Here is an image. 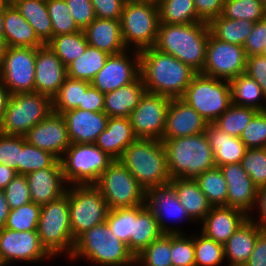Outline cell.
<instances>
[{
  "instance_id": "obj_68",
  "label": "cell",
  "mask_w": 266,
  "mask_h": 266,
  "mask_svg": "<svg viewBox=\"0 0 266 266\" xmlns=\"http://www.w3.org/2000/svg\"><path fill=\"white\" fill-rule=\"evenodd\" d=\"M4 24H3V11H0V37H3Z\"/></svg>"
},
{
  "instance_id": "obj_30",
  "label": "cell",
  "mask_w": 266,
  "mask_h": 266,
  "mask_svg": "<svg viewBox=\"0 0 266 266\" xmlns=\"http://www.w3.org/2000/svg\"><path fill=\"white\" fill-rule=\"evenodd\" d=\"M146 92L139 76L135 81L104 94V112L108 117H130Z\"/></svg>"
},
{
  "instance_id": "obj_5",
  "label": "cell",
  "mask_w": 266,
  "mask_h": 266,
  "mask_svg": "<svg viewBox=\"0 0 266 266\" xmlns=\"http://www.w3.org/2000/svg\"><path fill=\"white\" fill-rule=\"evenodd\" d=\"M80 257L101 266H134L135 256L115 236L106 221L81 234L74 244L70 259Z\"/></svg>"
},
{
  "instance_id": "obj_43",
  "label": "cell",
  "mask_w": 266,
  "mask_h": 266,
  "mask_svg": "<svg viewBox=\"0 0 266 266\" xmlns=\"http://www.w3.org/2000/svg\"><path fill=\"white\" fill-rule=\"evenodd\" d=\"M171 234H162L135 256V266H173Z\"/></svg>"
},
{
  "instance_id": "obj_56",
  "label": "cell",
  "mask_w": 266,
  "mask_h": 266,
  "mask_svg": "<svg viewBox=\"0 0 266 266\" xmlns=\"http://www.w3.org/2000/svg\"><path fill=\"white\" fill-rule=\"evenodd\" d=\"M266 44V17L255 22L252 32L243 44L246 56L262 54Z\"/></svg>"
},
{
  "instance_id": "obj_9",
  "label": "cell",
  "mask_w": 266,
  "mask_h": 266,
  "mask_svg": "<svg viewBox=\"0 0 266 266\" xmlns=\"http://www.w3.org/2000/svg\"><path fill=\"white\" fill-rule=\"evenodd\" d=\"M181 99L213 123L232 104L229 81L197 73Z\"/></svg>"
},
{
  "instance_id": "obj_69",
  "label": "cell",
  "mask_w": 266,
  "mask_h": 266,
  "mask_svg": "<svg viewBox=\"0 0 266 266\" xmlns=\"http://www.w3.org/2000/svg\"><path fill=\"white\" fill-rule=\"evenodd\" d=\"M8 5L9 2L7 0H0V11H3Z\"/></svg>"
},
{
  "instance_id": "obj_13",
  "label": "cell",
  "mask_w": 266,
  "mask_h": 266,
  "mask_svg": "<svg viewBox=\"0 0 266 266\" xmlns=\"http://www.w3.org/2000/svg\"><path fill=\"white\" fill-rule=\"evenodd\" d=\"M36 49L7 47L0 64V78L10 95L34 92Z\"/></svg>"
},
{
  "instance_id": "obj_35",
  "label": "cell",
  "mask_w": 266,
  "mask_h": 266,
  "mask_svg": "<svg viewBox=\"0 0 266 266\" xmlns=\"http://www.w3.org/2000/svg\"><path fill=\"white\" fill-rule=\"evenodd\" d=\"M229 84L232 104L266 111L265 104L261 103L262 98L266 100L263 90L252 77L243 73L229 81Z\"/></svg>"
},
{
  "instance_id": "obj_45",
  "label": "cell",
  "mask_w": 266,
  "mask_h": 266,
  "mask_svg": "<svg viewBox=\"0 0 266 266\" xmlns=\"http://www.w3.org/2000/svg\"><path fill=\"white\" fill-rule=\"evenodd\" d=\"M58 158L52 153L29 144L22 136V151L19 157V175L51 167Z\"/></svg>"
},
{
  "instance_id": "obj_11",
  "label": "cell",
  "mask_w": 266,
  "mask_h": 266,
  "mask_svg": "<svg viewBox=\"0 0 266 266\" xmlns=\"http://www.w3.org/2000/svg\"><path fill=\"white\" fill-rule=\"evenodd\" d=\"M94 185L109 209L145 204L146 191L119 160H114Z\"/></svg>"
},
{
  "instance_id": "obj_18",
  "label": "cell",
  "mask_w": 266,
  "mask_h": 266,
  "mask_svg": "<svg viewBox=\"0 0 266 266\" xmlns=\"http://www.w3.org/2000/svg\"><path fill=\"white\" fill-rule=\"evenodd\" d=\"M146 207L155 215L158 226L163 234H183L179 228H175L166 223L170 221L186 220L194 222L188 215L186 209L179 202L172 184L169 182L164 185L150 187L146 191ZM166 218V219H165ZM166 221V222H165ZM168 225V226H167Z\"/></svg>"
},
{
  "instance_id": "obj_1",
  "label": "cell",
  "mask_w": 266,
  "mask_h": 266,
  "mask_svg": "<svg viewBox=\"0 0 266 266\" xmlns=\"http://www.w3.org/2000/svg\"><path fill=\"white\" fill-rule=\"evenodd\" d=\"M140 53V76L148 93L182 98L197 74L190 66L154 47Z\"/></svg>"
},
{
  "instance_id": "obj_49",
  "label": "cell",
  "mask_w": 266,
  "mask_h": 266,
  "mask_svg": "<svg viewBox=\"0 0 266 266\" xmlns=\"http://www.w3.org/2000/svg\"><path fill=\"white\" fill-rule=\"evenodd\" d=\"M106 223L111 232L125 243L131 252L133 235V207L109 209Z\"/></svg>"
},
{
  "instance_id": "obj_17",
  "label": "cell",
  "mask_w": 266,
  "mask_h": 266,
  "mask_svg": "<svg viewBox=\"0 0 266 266\" xmlns=\"http://www.w3.org/2000/svg\"><path fill=\"white\" fill-rule=\"evenodd\" d=\"M129 51L126 49L119 54L109 55L90 85L106 94L135 81L140 76V53L133 49L134 52L129 57Z\"/></svg>"
},
{
  "instance_id": "obj_2",
  "label": "cell",
  "mask_w": 266,
  "mask_h": 266,
  "mask_svg": "<svg viewBox=\"0 0 266 266\" xmlns=\"http://www.w3.org/2000/svg\"><path fill=\"white\" fill-rule=\"evenodd\" d=\"M210 28L206 22L189 24L159 23L154 48L170 54L201 73L207 52Z\"/></svg>"
},
{
  "instance_id": "obj_52",
  "label": "cell",
  "mask_w": 266,
  "mask_h": 266,
  "mask_svg": "<svg viewBox=\"0 0 266 266\" xmlns=\"http://www.w3.org/2000/svg\"><path fill=\"white\" fill-rule=\"evenodd\" d=\"M246 148H266V111H258L240 136Z\"/></svg>"
},
{
  "instance_id": "obj_39",
  "label": "cell",
  "mask_w": 266,
  "mask_h": 266,
  "mask_svg": "<svg viewBox=\"0 0 266 266\" xmlns=\"http://www.w3.org/2000/svg\"><path fill=\"white\" fill-rule=\"evenodd\" d=\"M90 82L67 77L57 94L52 98L53 112L63 114L71 109H78L82 104L83 93L90 87Z\"/></svg>"
},
{
  "instance_id": "obj_28",
  "label": "cell",
  "mask_w": 266,
  "mask_h": 266,
  "mask_svg": "<svg viewBox=\"0 0 266 266\" xmlns=\"http://www.w3.org/2000/svg\"><path fill=\"white\" fill-rule=\"evenodd\" d=\"M3 24V38L7 47L38 48L44 45L12 3L3 10Z\"/></svg>"
},
{
  "instance_id": "obj_53",
  "label": "cell",
  "mask_w": 266,
  "mask_h": 266,
  "mask_svg": "<svg viewBox=\"0 0 266 266\" xmlns=\"http://www.w3.org/2000/svg\"><path fill=\"white\" fill-rule=\"evenodd\" d=\"M20 151H22V136L0 133V164L11 167L18 175Z\"/></svg>"
},
{
  "instance_id": "obj_72",
  "label": "cell",
  "mask_w": 266,
  "mask_h": 266,
  "mask_svg": "<svg viewBox=\"0 0 266 266\" xmlns=\"http://www.w3.org/2000/svg\"><path fill=\"white\" fill-rule=\"evenodd\" d=\"M9 4L13 3L15 0H7Z\"/></svg>"
},
{
  "instance_id": "obj_31",
  "label": "cell",
  "mask_w": 266,
  "mask_h": 266,
  "mask_svg": "<svg viewBox=\"0 0 266 266\" xmlns=\"http://www.w3.org/2000/svg\"><path fill=\"white\" fill-rule=\"evenodd\" d=\"M204 133L214 153L217 167L241 162L247 148L240 138L230 136L213 123H208Z\"/></svg>"
},
{
  "instance_id": "obj_6",
  "label": "cell",
  "mask_w": 266,
  "mask_h": 266,
  "mask_svg": "<svg viewBox=\"0 0 266 266\" xmlns=\"http://www.w3.org/2000/svg\"><path fill=\"white\" fill-rule=\"evenodd\" d=\"M37 232L43 247L52 257L65 251L70 258L75 240L70 227L69 185L64 195L41 206Z\"/></svg>"
},
{
  "instance_id": "obj_4",
  "label": "cell",
  "mask_w": 266,
  "mask_h": 266,
  "mask_svg": "<svg viewBox=\"0 0 266 266\" xmlns=\"http://www.w3.org/2000/svg\"><path fill=\"white\" fill-rule=\"evenodd\" d=\"M118 160L145 191L171 181L166 150L161 140L137 138Z\"/></svg>"
},
{
  "instance_id": "obj_33",
  "label": "cell",
  "mask_w": 266,
  "mask_h": 266,
  "mask_svg": "<svg viewBox=\"0 0 266 266\" xmlns=\"http://www.w3.org/2000/svg\"><path fill=\"white\" fill-rule=\"evenodd\" d=\"M161 232L155 215L146 204L133 207V235H131V253L136 256L152 241L159 238Z\"/></svg>"
},
{
  "instance_id": "obj_71",
  "label": "cell",
  "mask_w": 266,
  "mask_h": 266,
  "mask_svg": "<svg viewBox=\"0 0 266 266\" xmlns=\"http://www.w3.org/2000/svg\"><path fill=\"white\" fill-rule=\"evenodd\" d=\"M261 1L263 2V5H264V7L266 9V0H261Z\"/></svg>"
},
{
  "instance_id": "obj_70",
  "label": "cell",
  "mask_w": 266,
  "mask_h": 266,
  "mask_svg": "<svg viewBox=\"0 0 266 266\" xmlns=\"http://www.w3.org/2000/svg\"><path fill=\"white\" fill-rule=\"evenodd\" d=\"M261 55H264L266 57V44Z\"/></svg>"
},
{
  "instance_id": "obj_34",
  "label": "cell",
  "mask_w": 266,
  "mask_h": 266,
  "mask_svg": "<svg viewBox=\"0 0 266 266\" xmlns=\"http://www.w3.org/2000/svg\"><path fill=\"white\" fill-rule=\"evenodd\" d=\"M12 4L33 27L35 34L44 44L53 37L46 0H15Z\"/></svg>"
},
{
  "instance_id": "obj_19",
  "label": "cell",
  "mask_w": 266,
  "mask_h": 266,
  "mask_svg": "<svg viewBox=\"0 0 266 266\" xmlns=\"http://www.w3.org/2000/svg\"><path fill=\"white\" fill-rule=\"evenodd\" d=\"M24 137L29 144L52 153L59 160L71 144L65 118L53 111Z\"/></svg>"
},
{
  "instance_id": "obj_46",
  "label": "cell",
  "mask_w": 266,
  "mask_h": 266,
  "mask_svg": "<svg viewBox=\"0 0 266 266\" xmlns=\"http://www.w3.org/2000/svg\"><path fill=\"white\" fill-rule=\"evenodd\" d=\"M40 213L41 206L34 202L10 209L4 228L17 232L37 230Z\"/></svg>"
},
{
  "instance_id": "obj_67",
  "label": "cell",
  "mask_w": 266,
  "mask_h": 266,
  "mask_svg": "<svg viewBox=\"0 0 266 266\" xmlns=\"http://www.w3.org/2000/svg\"><path fill=\"white\" fill-rule=\"evenodd\" d=\"M133 2L151 3L158 6L161 0H132Z\"/></svg>"
},
{
  "instance_id": "obj_16",
  "label": "cell",
  "mask_w": 266,
  "mask_h": 266,
  "mask_svg": "<svg viewBox=\"0 0 266 266\" xmlns=\"http://www.w3.org/2000/svg\"><path fill=\"white\" fill-rule=\"evenodd\" d=\"M53 258L43 247L37 230L17 232L0 228V262L3 266L15 262H37Z\"/></svg>"
},
{
  "instance_id": "obj_50",
  "label": "cell",
  "mask_w": 266,
  "mask_h": 266,
  "mask_svg": "<svg viewBox=\"0 0 266 266\" xmlns=\"http://www.w3.org/2000/svg\"><path fill=\"white\" fill-rule=\"evenodd\" d=\"M257 188L266 186V148H248L240 162Z\"/></svg>"
},
{
  "instance_id": "obj_12",
  "label": "cell",
  "mask_w": 266,
  "mask_h": 266,
  "mask_svg": "<svg viewBox=\"0 0 266 266\" xmlns=\"http://www.w3.org/2000/svg\"><path fill=\"white\" fill-rule=\"evenodd\" d=\"M70 227L73 239L106 221L107 202L94 184L69 185Z\"/></svg>"
},
{
  "instance_id": "obj_48",
  "label": "cell",
  "mask_w": 266,
  "mask_h": 266,
  "mask_svg": "<svg viewBox=\"0 0 266 266\" xmlns=\"http://www.w3.org/2000/svg\"><path fill=\"white\" fill-rule=\"evenodd\" d=\"M195 266H218L225 260L223 244H220L202 233L194 235Z\"/></svg>"
},
{
  "instance_id": "obj_20",
  "label": "cell",
  "mask_w": 266,
  "mask_h": 266,
  "mask_svg": "<svg viewBox=\"0 0 266 266\" xmlns=\"http://www.w3.org/2000/svg\"><path fill=\"white\" fill-rule=\"evenodd\" d=\"M67 77V67L49 46L44 44L36 49L35 92L52 99Z\"/></svg>"
},
{
  "instance_id": "obj_63",
  "label": "cell",
  "mask_w": 266,
  "mask_h": 266,
  "mask_svg": "<svg viewBox=\"0 0 266 266\" xmlns=\"http://www.w3.org/2000/svg\"><path fill=\"white\" fill-rule=\"evenodd\" d=\"M17 172L7 165L0 164V189L5 187L17 176Z\"/></svg>"
},
{
  "instance_id": "obj_44",
  "label": "cell",
  "mask_w": 266,
  "mask_h": 266,
  "mask_svg": "<svg viewBox=\"0 0 266 266\" xmlns=\"http://www.w3.org/2000/svg\"><path fill=\"white\" fill-rule=\"evenodd\" d=\"M221 16L255 23L266 17V9L261 0H224Z\"/></svg>"
},
{
  "instance_id": "obj_25",
  "label": "cell",
  "mask_w": 266,
  "mask_h": 266,
  "mask_svg": "<svg viewBox=\"0 0 266 266\" xmlns=\"http://www.w3.org/2000/svg\"><path fill=\"white\" fill-rule=\"evenodd\" d=\"M248 219L242 210L229 206H214L203 218L201 233L220 244H225L229 237Z\"/></svg>"
},
{
  "instance_id": "obj_57",
  "label": "cell",
  "mask_w": 266,
  "mask_h": 266,
  "mask_svg": "<svg viewBox=\"0 0 266 266\" xmlns=\"http://www.w3.org/2000/svg\"><path fill=\"white\" fill-rule=\"evenodd\" d=\"M96 18L120 20L125 0H91Z\"/></svg>"
},
{
  "instance_id": "obj_27",
  "label": "cell",
  "mask_w": 266,
  "mask_h": 266,
  "mask_svg": "<svg viewBox=\"0 0 266 266\" xmlns=\"http://www.w3.org/2000/svg\"><path fill=\"white\" fill-rule=\"evenodd\" d=\"M136 139L129 117H109L106 129L95 144L112 159L118 160Z\"/></svg>"
},
{
  "instance_id": "obj_55",
  "label": "cell",
  "mask_w": 266,
  "mask_h": 266,
  "mask_svg": "<svg viewBox=\"0 0 266 266\" xmlns=\"http://www.w3.org/2000/svg\"><path fill=\"white\" fill-rule=\"evenodd\" d=\"M75 23L84 30L95 18L91 0H65Z\"/></svg>"
},
{
  "instance_id": "obj_37",
  "label": "cell",
  "mask_w": 266,
  "mask_h": 266,
  "mask_svg": "<svg viewBox=\"0 0 266 266\" xmlns=\"http://www.w3.org/2000/svg\"><path fill=\"white\" fill-rule=\"evenodd\" d=\"M254 24L249 20H232L220 15L209 23V28L217 39L243 46Z\"/></svg>"
},
{
  "instance_id": "obj_36",
  "label": "cell",
  "mask_w": 266,
  "mask_h": 266,
  "mask_svg": "<svg viewBox=\"0 0 266 266\" xmlns=\"http://www.w3.org/2000/svg\"><path fill=\"white\" fill-rule=\"evenodd\" d=\"M109 54L88 45L85 52L67 66L69 78L91 82L104 67Z\"/></svg>"
},
{
  "instance_id": "obj_58",
  "label": "cell",
  "mask_w": 266,
  "mask_h": 266,
  "mask_svg": "<svg viewBox=\"0 0 266 266\" xmlns=\"http://www.w3.org/2000/svg\"><path fill=\"white\" fill-rule=\"evenodd\" d=\"M245 73L260 85L266 98V57L261 54L247 56Z\"/></svg>"
},
{
  "instance_id": "obj_64",
  "label": "cell",
  "mask_w": 266,
  "mask_h": 266,
  "mask_svg": "<svg viewBox=\"0 0 266 266\" xmlns=\"http://www.w3.org/2000/svg\"><path fill=\"white\" fill-rule=\"evenodd\" d=\"M9 206L6 201L4 190L0 189V228H3L9 215Z\"/></svg>"
},
{
  "instance_id": "obj_10",
  "label": "cell",
  "mask_w": 266,
  "mask_h": 266,
  "mask_svg": "<svg viewBox=\"0 0 266 266\" xmlns=\"http://www.w3.org/2000/svg\"><path fill=\"white\" fill-rule=\"evenodd\" d=\"M120 23L127 49L132 44L137 51L154 47L160 23L159 8L151 3L125 2Z\"/></svg>"
},
{
  "instance_id": "obj_32",
  "label": "cell",
  "mask_w": 266,
  "mask_h": 266,
  "mask_svg": "<svg viewBox=\"0 0 266 266\" xmlns=\"http://www.w3.org/2000/svg\"><path fill=\"white\" fill-rule=\"evenodd\" d=\"M177 198L193 221L201 222L212 207L198 183L192 179H171ZM199 220V221H198Z\"/></svg>"
},
{
  "instance_id": "obj_22",
  "label": "cell",
  "mask_w": 266,
  "mask_h": 266,
  "mask_svg": "<svg viewBox=\"0 0 266 266\" xmlns=\"http://www.w3.org/2000/svg\"><path fill=\"white\" fill-rule=\"evenodd\" d=\"M29 185L31 201L43 206L66 193L68 185L64 180L61 161L51 167L33 171L25 175ZM65 185V186H64Z\"/></svg>"
},
{
  "instance_id": "obj_51",
  "label": "cell",
  "mask_w": 266,
  "mask_h": 266,
  "mask_svg": "<svg viewBox=\"0 0 266 266\" xmlns=\"http://www.w3.org/2000/svg\"><path fill=\"white\" fill-rule=\"evenodd\" d=\"M171 234V259L173 266H195L194 235Z\"/></svg>"
},
{
  "instance_id": "obj_60",
  "label": "cell",
  "mask_w": 266,
  "mask_h": 266,
  "mask_svg": "<svg viewBox=\"0 0 266 266\" xmlns=\"http://www.w3.org/2000/svg\"><path fill=\"white\" fill-rule=\"evenodd\" d=\"M81 110L104 112V94L97 88L90 86L85 93H83L82 104H79Z\"/></svg>"
},
{
  "instance_id": "obj_54",
  "label": "cell",
  "mask_w": 266,
  "mask_h": 266,
  "mask_svg": "<svg viewBox=\"0 0 266 266\" xmlns=\"http://www.w3.org/2000/svg\"><path fill=\"white\" fill-rule=\"evenodd\" d=\"M9 209H16L32 202L25 175H17L4 189Z\"/></svg>"
},
{
  "instance_id": "obj_23",
  "label": "cell",
  "mask_w": 266,
  "mask_h": 266,
  "mask_svg": "<svg viewBox=\"0 0 266 266\" xmlns=\"http://www.w3.org/2000/svg\"><path fill=\"white\" fill-rule=\"evenodd\" d=\"M220 169L227 182V206L242 210L246 215L253 211L257 187L240 163L226 164Z\"/></svg>"
},
{
  "instance_id": "obj_65",
  "label": "cell",
  "mask_w": 266,
  "mask_h": 266,
  "mask_svg": "<svg viewBox=\"0 0 266 266\" xmlns=\"http://www.w3.org/2000/svg\"><path fill=\"white\" fill-rule=\"evenodd\" d=\"M10 97L9 91L6 89L0 78V122L4 116L6 106Z\"/></svg>"
},
{
  "instance_id": "obj_66",
  "label": "cell",
  "mask_w": 266,
  "mask_h": 266,
  "mask_svg": "<svg viewBox=\"0 0 266 266\" xmlns=\"http://www.w3.org/2000/svg\"><path fill=\"white\" fill-rule=\"evenodd\" d=\"M6 49H7V45H6L5 39L3 37H0V64L2 62V58L5 54Z\"/></svg>"
},
{
  "instance_id": "obj_42",
  "label": "cell",
  "mask_w": 266,
  "mask_h": 266,
  "mask_svg": "<svg viewBox=\"0 0 266 266\" xmlns=\"http://www.w3.org/2000/svg\"><path fill=\"white\" fill-rule=\"evenodd\" d=\"M257 112L258 111L253 108L231 104L213 124L230 136L240 138L244 129Z\"/></svg>"
},
{
  "instance_id": "obj_26",
  "label": "cell",
  "mask_w": 266,
  "mask_h": 266,
  "mask_svg": "<svg viewBox=\"0 0 266 266\" xmlns=\"http://www.w3.org/2000/svg\"><path fill=\"white\" fill-rule=\"evenodd\" d=\"M87 43L109 55L124 52L120 20L95 18L84 30Z\"/></svg>"
},
{
  "instance_id": "obj_40",
  "label": "cell",
  "mask_w": 266,
  "mask_h": 266,
  "mask_svg": "<svg viewBox=\"0 0 266 266\" xmlns=\"http://www.w3.org/2000/svg\"><path fill=\"white\" fill-rule=\"evenodd\" d=\"M159 22L165 24H189L203 22L197 15L193 0H161Z\"/></svg>"
},
{
  "instance_id": "obj_21",
  "label": "cell",
  "mask_w": 266,
  "mask_h": 266,
  "mask_svg": "<svg viewBox=\"0 0 266 266\" xmlns=\"http://www.w3.org/2000/svg\"><path fill=\"white\" fill-rule=\"evenodd\" d=\"M208 122L183 99H171L167 111L163 139L204 133Z\"/></svg>"
},
{
  "instance_id": "obj_3",
  "label": "cell",
  "mask_w": 266,
  "mask_h": 266,
  "mask_svg": "<svg viewBox=\"0 0 266 266\" xmlns=\"http://www.w3.org/2000/svg\"><path fill=\"white\" fill-rule=\"evenodd\" d=\"M171 179L195 180L201 173L216 167L214 153L205 133L163 139Z\"/></svg>"
},
{
  "instance_id": "obj_24",
  "label": "cell",
  "mask_w": 266,
  "mask_h": 266,
  "mask_svg": "<svg viewBox=\"0 0 266 266\" xmlns=\"http://www.w3.org/2000/svg\"><path fill=\"white\" fill-rule=\"evenodd\" d=\"M71 143H95L98 136L106 129L108 116L105 112H93L71 109L64 112Z\"/></svg>"
},
{
  "instance_id": "obj_59",
  "label": "cell",
  "mask_w": 266,
  "mask_h": 266,
  "mask_svg": "<svg viewBox=\"0 0 266 266\" xmlns=\"http://www.w3.org/2000/svg\"><path fill=\"white\" fill-rule=\"evenodd\" d=\"M198 17L206 23L221 15L224 0H193Z\"/></svg>"
},
{
  "instance_id": "obj_7",
  "label": "cell",
  "mask_w": 266,
  "mask_h": 266,
  "mask_svg": "<svg viewBox=\"0 0 266 266\" xmlns=\"http://www.w3.org/2000/svg\"><path fill=\"white\" fill-rule=\"evenodd\" d=\"M52 99L37 92L12 94L0 122V133L25 136L51 112Z\"/></svg>"
},
{
  "instance_id": "obj_41",
  "label": "cell",
  "mask_w": 266,
  "mask_h": 266,
  "mask_svg": "<svg viewBox=\"0 0 266 266\" xmlns=\"http://www.w3.org/2000/svg\"><path fill=\"white\" fill-rule=\"evenodd\" d=\"M195 181L212 207L227 206L228 187L220 167L216 166L201 173Z\"/></svg>"
},
{
  "instance_id": "obj_15",
  "label": "cell",
  "mask_w": 266,
  "mask_h": 266,
  "mask_svg": "<svg viewBox=\"0 0 266 266\" xmlns=\"http://www.w3.org/2000/svg\"><path fill=\"white\" fill-rule=\"evenodd\" d=\"M170 101L166 96L144 94L129 117L137 138L163 140Z\"/></svg>"
},
{
  "instance_id": "obj_47",
  "label": "cell",
  "mask_w": 266,
  "mask_h": 266,
  "mask_svg": "<svg viewBox=\"0 0 266 266\" xmlns=\"http://www.w3.org/2000/svg\"><path fill=\"white\" fill-rule=\"evenodd\" d=\"M48 14L53 28V36L79 32L65 0H46Z\"/></svg>"
},
{
  "instance_id": "obj_61",
  "label": "cell",
  "mask_w": 266,
  "mask_h": 266,
  "mask_svg": "<svg viewBox=\"0 0 266 266\" xmlns=\"http://www.w3.org/2000/svg\"><path fill=\"white\" fill-rule=\"evenodd\" d=\"M244 266H266V230L259 233L252 254Z\"/></svg>"
},
{
  "instance_id": "obj_62",
  "label": "cell",
  "mask_w": 266,
  "mask_h": 266,
  "mask_svg": "<svg viewBox=\"0 0 266 266\" xmlns=\"http://www.w3.org/2000/svg\"><path fill=\"white\" fill-rule=\"evenodd\" d=\"M254 207L259 210V219L248 215V219L257 224L262 230H266V186L257 188L256 200Z\"/></svg>"
},
{
  "instance_id": "obj_38",
  "label": "cell",
  "mask_w": 266,
  "mask_h": 266,
  "mask_svg": "<svg viewBox=\"0 0 266 266\" xmlns=\"http://www.w3.org/2000/svg\"><path fill=\"white\" fill-rule=\"evenodd\" d=\"M47 46L61 59L67 67L72 61L79 58L89 45L83 30L70 34L53 36Z\"/></svg>"
},
{
  "instance_id": "obj_29",
  "label": "cell",
  "mask_w": 266,
  "mask_h": 266,
  "mask_svg": "<svg viewBox=\"0 0 266 266\" xmlns=\"http://www.w3.org/2000/svg\"><path fill=\"white\" fill-rule=\"evenodd\" d=\"M262 229L247 219L223 245L224 257L229 266H244L252 254L257 237Z\"/></svg>"
},
{
  "instance_id": "obj_14",
  "label": "cell",
  "mask_w": 266,
  "mask_h": 266,
  "mask_svg": "<svg viewBox=\"0 0 266 266\" xmlns=\"http://www.w3.org/2000/svg\"><path fill=\"white\" fill-rule=\"evenodd\" d=\"M247 56L244 47L217 39L211 32L207 41L203 75L231 81L245 73Z\"/></svg>"
},
{
  "instance_id": "obj_8",
  "label": "cell",
  "mask_w": 266,
  "mask_h": 266,
  "mask_svg": "<svg viewBox=\"0 0 266 266\" xmlns=\"http://www.w3.org/2000/svg\"><path fill=\"white\" fill-rule=\"evenodd\" d=\"M67 185L95 184L114 161L95 143H71L60 159Z\"/></svg>"
}]
</instances>
